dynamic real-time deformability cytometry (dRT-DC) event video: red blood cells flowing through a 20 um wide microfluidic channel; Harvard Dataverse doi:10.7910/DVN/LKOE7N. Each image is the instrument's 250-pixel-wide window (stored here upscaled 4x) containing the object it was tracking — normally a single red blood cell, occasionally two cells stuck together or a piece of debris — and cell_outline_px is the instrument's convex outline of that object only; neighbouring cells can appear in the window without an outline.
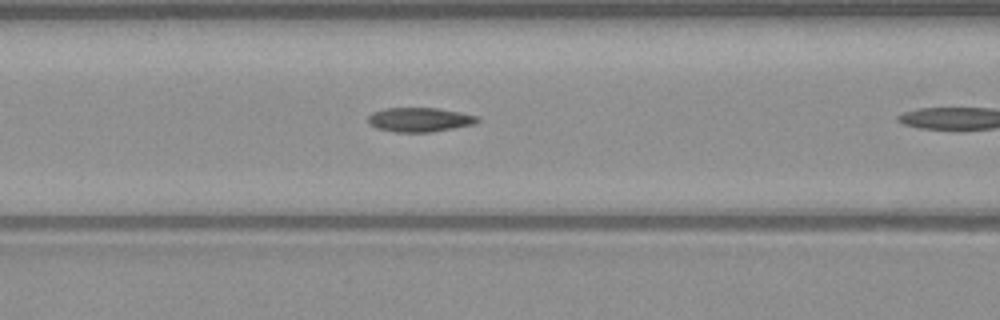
{"species": "common noctule bat (a hibernating species)", "species_latin": "Nyctalus noctula", "temperature_condition": "warm", "stored_images_in_passage": 10, "camera_frame_rate_fps": 3000, "um_per_image_px": 0.085, "animal": {"sex": "male", "body_mass_g": 23.1, "forearm_length_mm": 52.7}, "frame": {"image": 1, "passage_image": 9, "time_ms": 2.667, "image_size_px": [1000, 320], "cell_outline_px": [[480, 120], [472, 124], [432, 132], [396, 132], [376, 128], [368, 124], [368, 116], [372, 112], [384, 108], [436, 108], [460, 112], [480, 116]], "centroid_in_image_um": [35.64, 10.17], "position_along_channel_um": 131.0, "area_um2": 15.49}}